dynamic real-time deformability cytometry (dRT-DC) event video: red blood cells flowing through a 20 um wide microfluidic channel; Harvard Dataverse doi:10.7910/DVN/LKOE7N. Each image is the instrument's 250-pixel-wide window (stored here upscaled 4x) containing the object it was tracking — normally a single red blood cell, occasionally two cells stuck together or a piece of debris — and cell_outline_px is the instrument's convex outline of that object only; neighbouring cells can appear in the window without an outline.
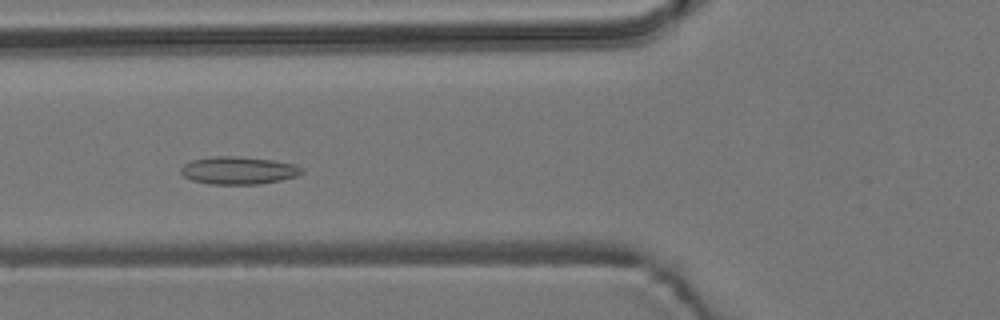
{"species": "common noctule bat (a hibernating species)", "species_latin": "Nyctalus noctula", "temperature_condition": "room temperature", "stored_images_in_passage": 42, "camera_frame_rate_fps": 3000, "um_per_image_px": 0.085, "animal": {"sex": "male", "body_mass_g": 19.2, "forearm_length_mm": 51.8}, "frame": {"image": 1, "passage_image": 12, "time_ms": 3.667, "image_size_px": [1000, 320], "cell_outline_px": [[304, 172], [296, 176], [280, 180], [260, 184], [208, 184], [192, 180], [184, 176], [180, 172], [180, 168], [184, 164], [192, 160], [212, 156], [236, 156], [272, 160], [292, 164], [304, 168]], "centroid_in_image_um": [20.25, 14.49], "position_along_channel_um": 105.6, "area_um2": 19.48}}
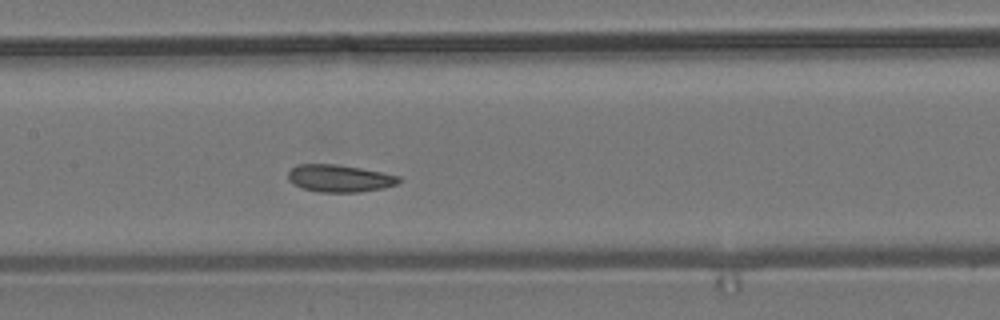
{"frame": {"image": 2, "passage_image": 18, "time_ms": 5.667, "image_size_px": [1000, 320], "cell_outline_px": [[400, 180], [396, 184], [384, 188], [360, 192], [316, 192], [300, 188], [292, 184], [288, 180], [288, 172], [292, 168], [300, 164], [336, 164], [360, 168], [400, 176]], "centroid_in_image_um": [28.82, 15.17], "position_along_channel_um": 178.6, "area_um2": 17.69}}
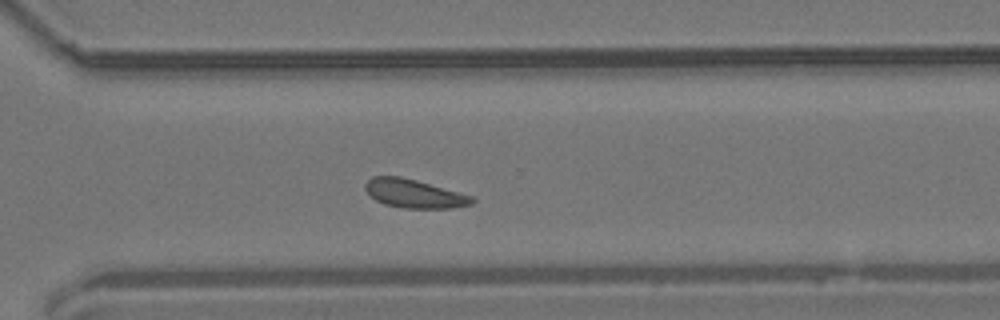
{"frame": {"image": 3, "passage_image": 31, "time_ms": 10.0, "image_size_px": [1000, 320], "cell_outline_px": [[476, 200], [472, 204], [452, 208], [400, 208], [384, 204], [376, 200], [364, 188], [364, 184], [372, 176], [400, 176], [416, 180], [472, 196]], "centroid_in_image_um": [35.19, 16.46], "position_along_channel_um": 335.4, "area_um2": 17.69}, "authors_computed_cell_mechanics": {"area_um2": 18.1781, "velocity_mm_per_s": 3.6355, "shape_relaxation_time_tau1_ms": 2.7855, "shape_relaxation_time_tau2_ms": 3.0103, "deformation_change_tau1": 0.0663, "deformation_change_tau2": 0.0993}}